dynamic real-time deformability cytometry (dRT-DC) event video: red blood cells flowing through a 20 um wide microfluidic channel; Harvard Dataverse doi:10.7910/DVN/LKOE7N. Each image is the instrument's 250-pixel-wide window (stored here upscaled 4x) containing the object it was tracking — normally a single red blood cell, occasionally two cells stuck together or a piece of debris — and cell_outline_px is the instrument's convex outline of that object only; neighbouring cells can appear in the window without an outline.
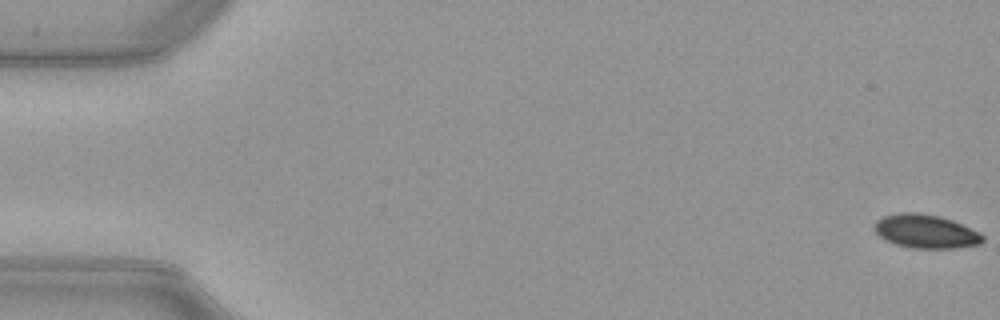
{"species": "common noctule bat (a hibernating species)", "species_latin": "Nyctalus noctula", "temperature_condition": "warm", "stored_images_in_passage": 53, "camera_frame_rate_fps": 3000, "um_per_image_px": 0.085, "animal": {"sex": "female", "body_mass_g": 21.9}, "frame": {"image": 1, "passage_image": 1, "time_ms": 0.0, "image_size_px": [1000, 320], "cell_outline_px": [[984, 240], [980, 244], [952, 248], [912, 248], [896, 244], [884, 240], [872, 228], [872, 224], [876, 220], [884, 216], [900, 212], [916, 212], [940, 216], [952, 220], [980, 232], [984, 236]], "centroid_in_image_um": [78.66, 19.66], "position_along_channel_um": 6.3, "area_um2": 21.39}}
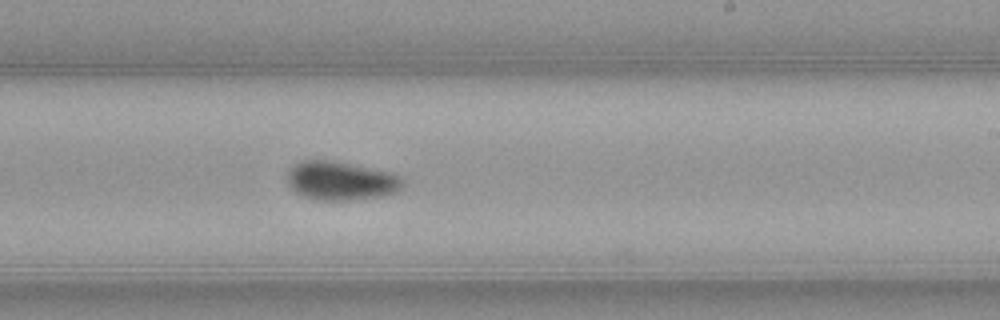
{"frame": {"image": 2, "passage_image": 32, "time_ms": 10.333, "image_size_px": [1000, 320], "cell_outline_px": [[404, 184], [396, 192], [380, 196], [348, 200], [316, 200], [304, 196], [296, 192], [288, 184], [284, 176], [288, 168], [292, 164], [300, 160], [336, 160], [392, 172], [400, 176], [404, 180]], "centroid_in_image_um": [28.93, 15.33], "position_along_channel_um": 260.1, "area_um2": 26.65}}
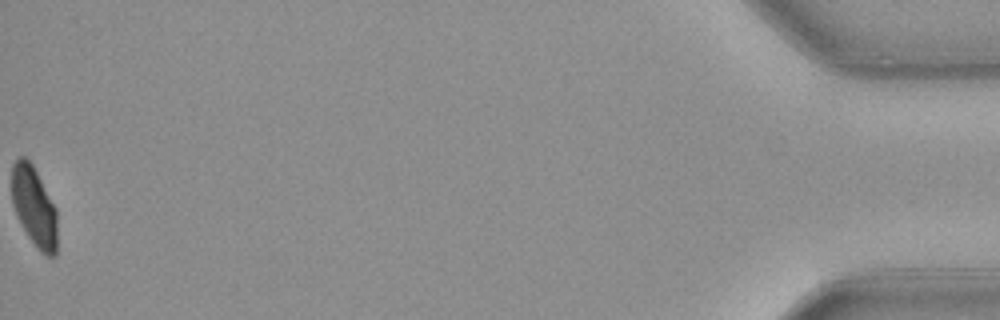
{"frame": {"image": 3, "passage_image": 53, "time_ms": 17.333, "image_size_px": [1000, 320], "cell_outline_px": [[56, 256], [48, 256], [40, 252], [28, 236], [12, 204], [12, 164], [20, 156], [24, 156], [32, 164], [56, 208]], "centroid_in_image_um": [2.9, 17.56], "position_along_channel_um": 432.3, "area_um2": 20.81}, "authors_computed_cell_mechanics": {"area_um2": 23.8714, "velocity_mm_per_s": 3.9859, "shape_relaxation_time_tau1_ms": 9.8287, "shape_relaxation_time_tau2_ms": 2.3459, "deformation_change_tau1": 0.2178, "deformation_change_tau2": 0.047}}